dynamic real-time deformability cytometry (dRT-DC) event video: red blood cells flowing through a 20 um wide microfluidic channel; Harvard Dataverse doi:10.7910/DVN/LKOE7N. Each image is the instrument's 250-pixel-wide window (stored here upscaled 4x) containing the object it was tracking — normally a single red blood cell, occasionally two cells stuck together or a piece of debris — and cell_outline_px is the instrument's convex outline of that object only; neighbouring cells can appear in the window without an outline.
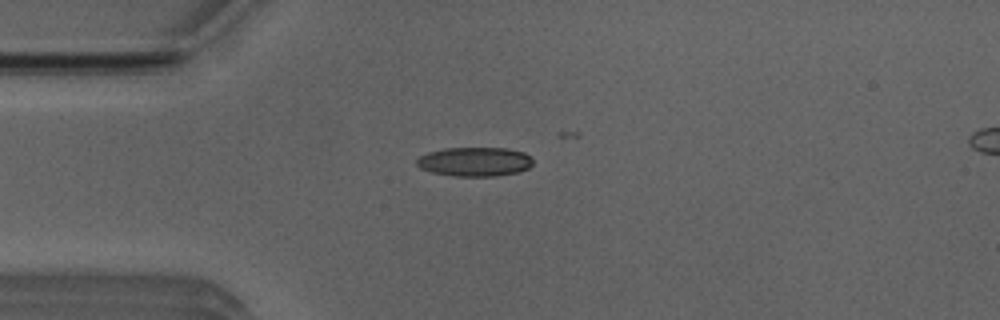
{"species": "Egyptian fruit bat (a non-hibernating species)", "species_latin": "Rousettus aegyptiacus", "temperature_condition": "room temperature", "stored_images_in_passage": 19, "camera_frame_rate_fps": 3000, "um_per_image_px": 0.085, "animal": {"sex": "male"}, "frame": {"image": 1, "passage_image": 13, "time_ms": 4.0, "image_size_px": [1000, 320], "cell_outline_px": [[532, 164], [528, 168], [516, 172], [496, 176], [452, 176], [432, 172], [420, 168], [416, 164], [416, 160], [420, 156], [428, 152], [444, 148], [508, 148], [524, 152], [532, 156]], "centroid_in_image_um": [40.35, 13.74], "position_along_channel_um": 44.7, "area_um2": 19.83}}